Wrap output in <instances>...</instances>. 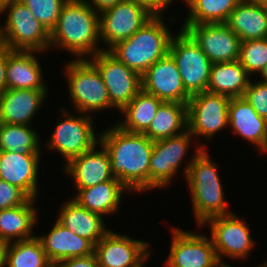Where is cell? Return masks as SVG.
<instances>
[{"label":"cell","mask_w":267,"mask_h":267,"mask_svg":"<svg viewBox=\"0 0 267 267\" xmlns=\"http://www.w3.org/2000/svg\"><path fill=\"white\" fill-rule=\"evenodd\" d=\"M114 126L97 137L99 145H103L110 155L112 175L128 191L149 190V164L154 141L145 134L127 132Z\"/></svg>","instance_id":"6da1fadb"},{"label":"cell","mask_w":267,"mask_h":267,"mask_svg":"<svg viewBox=\"0 0 267 267\" xmlns=\"http://www.w3.org/2000/svg\"><path fill=\"white\" fill-rule=\"evenodd\" d=\"M99 39V13L85 0H68L50 32V46L63 47L76 59H83V55L94 56L104 50L96 46Z\"/></svg>","instance_id":"7a4b0ae2"},{"label":"cell","mask_w":267,"mask_h":267,"mask_svg":"<svg viewBox=\"0 0 267 267\" xmlns=\"http://www.w3.org/2000/svg\"><path fill=\"white\" fill-rule=\"evenodd\" d=\"M197 145L194 157L185 167V178L192 196L194 214L198 225L202 226L208 219L216 216L227 215L228 206L225 201L222 184L217 173L216 162Z\"/></svg>","instance_id":"3957f363"},{"label":"cell","mask_w":267,"mask_h":267,"mask_svg":"<svg viewBox=\"0 0 267 267\" xmlns=\"http://www.w3.org/2000/svg\"><path fill=\"white\" fill-rule=\"evenodd\" d=\"M162 16H153L129 39L120 41L108 51L128 68L142 76L156 61L169 53L173 35Z\"/></svg>","instance_id":"277c9868"},{"label":"cell","mask_w":267,"mask_h":267,"mask_svg":"<svg viewBox=\"0 0 267 267\" xmlns=\"http://www.w3.org/2000/svg\"><path fill=\"white\" fill-rule=\"evenodd\" d=\"M6 10L9 11L6 22L0 27L4 46L14 51L34 53L49 50L50 33L21 0L4 5L0 14Z\"/></svg>","instance_id":"5b68a950"},{"label":"cell","mask_w":267,"mask_h":267,"mask_svg":"<svg viewBox=\"0 0 267 267\" xmlns=\"http://www.w3.org/2000/svg\"><path fill=\"white\" fill-rule=\"evenodd\" d=\"M69 94L79 114L113 108L98 69L87 58L66 65Z\"/></svg>","instance_id":"8992f818"},{"label":"cell","mask_w":267,"mask_h":267,"mask_svg":"<svg viewBox=\"0 0 267 267\" xmlns=\"http://www.w3.org/2000/svg\"><path fill=\"white\" fill-rule=\"evenodd\" d=\"M169 54L174 59L184 88L190 96L207 91L212 62L184 29H180V33L172 37Z\"/></svg>","instance_id":"52a82bcc"},{"label":"cell","mask_w":267,"mask_h":267,"mask_svg":"<svg viewBox=\"0 0 267 267\" xmlns=\"http://www.w3.org/2000/svg\"><path fill=\"white\" fill-rule=\"evenodd\" d=\"M89 60L99 71L106 85L111 105L121 111L142 89L141 76L119 61L108 50Z\"/></svg>","instance_id":"ba28073f"},{"label":"cell","mask_w":267,"mask_h":267,"mask_svg":"<svg viewBox=\"0 0 267 267\" xmlns=\"http://www.w3.org/2000/svg\"><path fill=\"white\" fill-rule=\"evenodd\" d=\"M230 97L204 91L194 94L187 103L188 131L210 141L215 133L229 125Z\"/></svg>","instance_id":"9c48e42d"},{"label":"cell","mask_w":267,"mask_h":267,"mask_svg":"<svg viewBox=\"0 0 267 267\" xmlns=\"http://www.w3.org/2000/svg\"><path fill=\"white\" fill-rule=\"evenodd\" d=\"M99 14L100 39L109 46L105 50L129 39L154 16L132 0H123Z\"/></svg>","instance_id":"30bf717a"},{"label":"cell","mask_w":267,"mask_h":267,"mask_svg":"<svg viewBox=\"0 0 267 267\" xmlns=\"http://www.w3.org/2000/svg\"><path fill=\"white\" fill-rule=\"evenodd\" d=\"M211 229V240L221 264L230 265L222 261L223 254L234 259L247 257L254 247V240L244 219L234 213L216 216L208 219ZM222 255V256H221Z\"/></svg>","instance_id":"8fae6325"},{"label":"cell","mask_w":267,"mask_h":267,"mask_svg":"<svg viewBox=\"0 0 267 267\" xmlns=\"http://www.w3.org/2000/svg\"><path fill=\"white\" fill-rule=\"evenodd\" d=\"M62 114L66 118L57 124L49 142H47L49 144L47 146L60 152L67 163L72 158L80 156L94 146L99 145V138H96L90 115L82 113L78 117L67 116L68 112L66 110H63Z\"/></svg>","instance_id":"7c38bea8"},{"label":"cell","mask_w":267,"mask_h":267,"mask_svg":"<svg viewBox=\"0 0 267 267\" xmlns=\"http://www.w3.org/2000/svg\"><path fill=\"white\" fill-rule=\"evenodd\" d=\"M167 267H226L207 236L173 228Z\"/></svg>","instance_id":"4fadbf2b"},{"label":"cell","mask_w":267,"mask_h":267,"mask_svg":"<svg viewBox=\"0 0 267 267\" xmlns=\"http://www.w3.org/2000/svg\"><path fill=\"white\" fill-rule=\"evenodd\" d=\"M212 63L239 60L241 39L226 23L183 24Z\"/></svg>","instance_id":"5bb4252c"},{"label":"cell","mask_w":267,"mask_h":267,"mask_svg":"<svg viewBox=\"0 0 267 267\" xmlns=\"http://www.w3.org/2000/svg\"><path fill=\"white\" fill-rule=\"evenodd\" d=\"M192 137L186 130L177 136L154 141L149 164V190L168 186L178 172Z\"/></svg>","instance_id":"9a60e30c"},{"label":"cell","mask_w":267,"mask_h":267,"mask_svg":"<svg viewBox=\"0 0 267 267\" xmlns=\"http://www.w3.org/2000/svg\"><path fill=\"white\" fill-rule=\"evenodd\" d=\"M149 244L108 231L95 245L99 267H140L150 256Z\"/></svg>","instance_id":"2e32d148"},{"label":"cell","mask_w":267,"mask_h":267,"mask_svg":"<svg viewBox=\"0 0 267 267\" xmlns=\"http://www.w3.org/2000/svg\"><path fill=\"white\" fill-rule=\"evenodd\" d=\"M142 89L163 102L187 104L190 95L186 92L177 65L168 53L151 65L141 76Z\"/></svg>","instance_id":"e0dca14e"},{"label":"cell","mask_w":267,"mask_h":267,"mask_svg":"<svg viewBox=\"0 0 267 267\" xmlns=\"http://www.w3.org/2000/svg\"><path fill=\"white\" fill-rule=\"evenodd\" d=\"M95 147L72 158L64 167L66 174H70L75 180L76 189L92 187L115 178L111 173L108 151L103 145L99 151Z\"/></svg>","instance_id":"ac0fdd59"},{"label":"cell","mask_w":267,"mask_h":267,"mask_svg":"<svg viewBox=\"0 0 267 267\" xmlns=\"http://www.w3.org/2000/svg\"><path fill=\"white\" fill-rule=\"evenodd\" d=\"M39 159L40 155L0 151V179L17 186L29 198L36 199Z\"/></svg>","instance_id":"d6986e66"},{"label":"cell","mask_w":267,"mask_h":267,"mask_svg":"<svg viewBox=\"0 0 267 267\" xmlns=\"http://www.w3.org/2000/svg\"><path fill=\"white\" fill-rule=\"evenodd\" d=\"M48 89H6L0 95V123L30 125Z\"/></svg>","instance_id":"ffe728a7"},{"label":"cell","mask_w":267,"mask_h":267,"mask_svg":"<svg viewBox=\"0 0 267 267\" xmlns=\"http://www.w3.org/2000/svg\"><path fill=\"white\" fill-rule=\"evenodd\" d=\"M50 262H58L72 257H85L94 253V245L80 237L58 221L47 235L37 236Z\"/></svg>","instance_id":"44dd1931"},{"label":"cell","mask_w":267,"mask_h":267,"mask_svg":"<svg viewBox=\"0 0 267 267\" xmlns=\"http://www.w3.org/2000/svg\"><path fill=\"white\" fill-rule=\"evenodd\" d=\"M228 119L235 133L255 144L258 150L262 148L266 138L267 120L260 117L243 96L230 98Z\"/></svg>","instance_id":"7402d4cb"},{"label":"cell","mask_w":267,"mask_h":267,"mask_svg":"<svg viewBox=\"0 0 267 267\" xmlns=\"http://www.w3.org/2000/svg\"><path fill=\"white\" fill-rule=\"evenodd\" d=\"M57 221L95 245L109 230L100 214L91 212L73 198L63 204Z\"/></svg>","instance_id":"603a6c76"},{"label":"cell","mask_w":267,"mask_h":267,"mask_svg":"<svg viewBox=\"0 0 267 267\" xmlns=\"http://www.w3.org/2000/svg\"><path fill=\"white\" fill-rule=\"evenodd\" d=\"M33 51H14L7 56V89H47Z\"/></svg>","instance_id":"cb8c5ba5"},{"label":"cell","mask_w":267,"mask_h":267,"mask_svg":"<svg viewBox=\"0 0 267 267\" xmlns=\"http://www.w3.org/2000/svg\"><path fill=\"white\" fill-rule=\"evenodd\" d=\"M226 24L241 42L267 38V5L241 0Z\"/></svg>","instance_id":"d4e9b609"},{"label":"cell","mask_w":267,"mask_h":267,"mask_svg":"<svg viewBox=\"0 0 267 267\" xmlns=\"http://www.w3.org/2000/svg\"><path fill=\"white\" fill-rule=\"evenodd\" d=\"M73 199L91 212L103 215L118 211L123 191L128 189L117 179L105 181L95 186L77 189Z\"/></svg>","instance_id":"484cf974"},{"label":"cell","mask_w":267,"mask_h":267,"mask_svg":"<svg viewBox=\"0 0 267 267\" xmlns=\"http://www.w3.org/2000/svg\"><path fill=\"white\" fill-rule=\"evenodd\" d=\"M35 200L29 198L23 205L0 210V238L7 244L35 237L31 235L38 219Z\"/></svg>","instance_id":"4316f807"},{"label":"cell","mask_w":267,"mask_h":267,"mask_svg":"<svg viewBox=\"0 0 267 267\" xmlns=\"http://www.w3.org/2000/svg\"><path fill=\"white\" fill-rule=\"evenodd\" d=\"M239 60L212 63L207 91L232 97H242L250 80Z\"/></svg>","instance_id":"83f0119b"},{"label":"cell","mask_w":267,"mask_h":267,"mask_svg":"<svg viewBox=\"0 0 267 267\" xmlns=\"http://www.w3.org/2000/svg\"><path fill=\"white\" fill-rule=\"evenodd\" d=\"M186 130H188L187 104L163 102L144 134L152 141H157L177 136Z\"/></svg>","instance_id":"f1b7e54d"},{"label":"cell","mask_w":267,"mask_h":267,"mask_svg":"<svg viewBox=\"0 0 267 267\" xmlns=\"http://www.w3.org/2000/svg\"><path fill=\"white\" fill-rule=\"evenodd\" d=\"M162 103L159 98L141 89L120 111L124 113L125 120L117 126L127 132L144 134Z\"/></svg>","instance_id":"f546056e"},{"label":"cell","mask_w":267,"mask_h":267,"mask_svg":"<svg viewBox=\"0 0 267 267\" xmlns=\"http://www.w3.org/2000/svg\"><path fill=\"white\" fill-rule=\"evenodd\" d=\"M31 125L0 123V151L40 155L39 135Z\"/></svg>","instance_id":"4dcf8cb0"},{"label":"cell","mask_w":267,"mask_h":267,"mask_svg":"<svg viewBox=\"0 0 267 267\" xmlns=\"http://www.w3.org/2000/svg\"><path fill=\"white\" fill-rule=\"evenodd\" d=\"M188 6L184 24L226 23L241 0H184Z\"/></svg>","instance_id":"1f68e13d"},{"label":"cell","mask_w":267,"mask_h":267,"mask_svg":"<svg viewBox=\"0 0 267 267\" xmlns=\"http://www.w3.org/2000/svg\"><path fill=\"white\" fill-rule=\"evenodd\" d=\"M4 266L54 267L37 236L7 244Z\"/></svg>","instance_id":"d6a6232c"},{"label":"cell","mask_w":267,"mask_h":267,"mask_svg":"<svg viewBox=\"0 0 267 267\" xmlns=\"http://www.w3.org/2000/svg\"><path fill=\"white\" fill-rule=\"evenodd\" d=\"M239 62L249 75L260 73L267 64V38L241 42Z\"/></svg>","instance_id":"836d02e7"},{"label":"cell","mask_w":267,"mask_h":267,"mask_svg":"<svg viewBox=\"0 0 267 267\" xmlns=\"http://www.w3.org/2000/svg\"><path fill=\"white\" fill-rule=\"evenodd\" d=\"M41 25L50 33L68 0H21Z\"/></svg>","instance_id":"e575fe53"},{"label":"cell","mask_w":267,"mask_h":267,"mask_svg":"<svg viewBox=\"0 0 267 267\" xmlns=\"http://www.w3.org/2000/svg\"><path fill=\"white\" fill-rule=\"evenodd\" d=\"M243 97L251 104L260 117L267 120V83L261 81L254 83L250 80Z\"/></svg>","instance_id":"d590c367"},{"label":"cell","mask_w":267,"mask_h":267,"mask_svg":"<svg viewBox=\"0 0 267 267\" xmlns=\"http://www.w3.org/2000/svg\"><path fill=\"white\" fill-rule=\"evenodd\" d=\"M28 199L17 186L0 179V210L23 205Z\"/></svg>","instance_id":"8d00e7d4"},{"label":"cell","mask_w":267,"mask_h":267,"mask_svg":"<svg viewBox=\"0 0 267 267\" xmlns=\"http://www.w3.org/2000/svg\"><path fill=\"white\" fill-rule=\"evenodd\" d=\"M54 267H99L95 253L85 257H72L58 262Z\"/></svg>","instance_id":"74e56055"},{"label":"cell","mask_w":267,"mask_h":267,"mask_svg":"<svg viewBox=\"0 0 267 267\" xmlns=\"http://www.w3.org/2000/svg\"><path fill=\"white\" fill-rule=\"evenodd\" d=\"M137 4L144 6L154 16L162 15V11L171 4L173 0H132Z\"/></svg>","instance_id":"f35d334b"},{"label":"cell","mask_w":267,"mask_h":267,"mask_svg":"<svg viewBox=\"0 0 267 267\" xmlns=\"http://www.w3.org/2000/svg\"><path fill=\"white\" fill-rule=\"evenodd\" d=\"M12 50L6 46L0 49V95L7 89L6 86V67L7 56Z\"/></svg>","instance_id":"ab89813d"},{"label":"cell","mask_w":267,"mask_h":267,"mask_svg":"<svg viewBox=\"0 0 267 267\" xmlns=\"http://www.w3.org/2000/svg\"><path fill=\"white\" fill-rule=\"evenodd\" d=\"M123 0H91V3L85 1L89 4L97 13L103 12L104 10L109 9L110 7L115 6L117 3H120ZM93 4V5H92Z\"/></svg>","instance_id":"60d3db41"},{"label":"cell","mask_w":267,"mask_h":267,"mask_svg":"<svg viewBox=\"0 0 267 267\" xmlns=\"http://www.w3.org/2000/svg\"><path fill=\"white\" fill-rule=\"evenodd\" d=\"M6 247L7 243L0 238V267L5 265Z\"/></svg>","instance_id":"b9f144b4"},{"label":"cell","mask_w":267,"mask_h":267,"mask_svg":"<svg viewBox=\"0 0 267 267\" xmlns=\"http://www.w3.org/2000/svg\"><path fill=\"white\" fill-rule=\"evenodd\" d=\"M260 75H262L261 77H263L264 79L260 80L263 83H267V64L262 68Z\"/></svg>","instance_id":"7bdbcfd3"},{"label":"cell","mask_w":267,"mask_h":267,"mask_svg":"<svg viewBox=\"0 0 267 267\" xmlns=\"http://www.w3.org/2000/svg\"><path fill=\"white\" fill-rule=\"evenodd\" d=\"M247 2L256 3V4H263L267 5V0H245Z\"/></svg>","instance_id":"ee69618b"},{"label":"cell","mask_w":267,"mask_h":267,"mask_svg":"<svg viewBox=\"0 0 267 267\" xmlns=\"http://www.w3.org/2000/svg\"><path fill=\"white\" fill-rule=\"evenodd\" d=\"M15 1H20V0H0V9L6 5V4H9V3H12V2H15Z\"/></svg>","instance_id":"f6af8a7d"},{"label":"cell","mask_w":267,"mask_h":267,"mask_svg":"<svg viewBox=\"0 0 267 267\" xmlns=\"http://www.w3.org/2000/svg\"><path fill=\"white\" fill-rule=\"evenodd\" d=\"M260 150L267 152V131H266V138H265L264 144Z\"/></svg>","instance_id":"bcb514c9"},{"label":"cell","mask_w":267,"mask_h":267,"mask_svg":"<svg viewBox=\"0 0 267 267\" xmlns=\"http://www.w3.org/2000/svg\"><path fill=\"white\" fill-rule=\"evenodd\" d=\"M3 46H4V45H3L2 35H1V33H0V49H1Z\"/></svg>","instance_id":"7dc6e473"},{"label":"cell","mask_w":267,"mask_h":267,"mask_svg":"<svg viewBox=\"0 0 267 267\" xmlns=\"http://www.w3.org/2000/svg\"><path fill=\"white\" fill-rule=\"evenodd\" d=\"M258 267H267V262Z\"/></svg>","instance_id":"c3c4849f"}]
</instances>
